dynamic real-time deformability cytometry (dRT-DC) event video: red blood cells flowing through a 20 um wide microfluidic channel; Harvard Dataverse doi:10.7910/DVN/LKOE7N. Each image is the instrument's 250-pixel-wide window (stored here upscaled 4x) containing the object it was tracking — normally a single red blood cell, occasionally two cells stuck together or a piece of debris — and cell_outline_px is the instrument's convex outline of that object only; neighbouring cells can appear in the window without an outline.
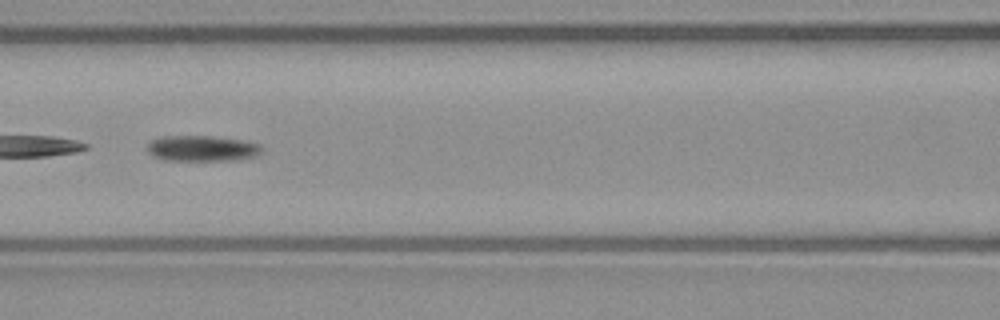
{"species": "common noctule bat (a hibernating species)", "species_latin": "Nyctalus noctula", "temperature_condition": "warm", "stored_images_in_passage": 48, "camera_frame_rate_fps": 3000, "um_per_image_px": 0.085, "animal": {"sex": "male", "body_mass_g": 23.1, "forearm_length_mm": 52.7}, "frame": {"image": 1, "passage_image": 18, "time_ms": 5.667, "image_size_px": [1000, 320], "cell_outline_px": [[264, 148], [256, 156], [236, 160], [164, 160], [152, 156], [144, 148], [152, 140], [160, 136], [212, 136], [244, 140], [260, 144]], "centroid_in_image_um": [17.16, 12.61], "position_along_channel_um": 149.4, "area_um2": 17.4}}
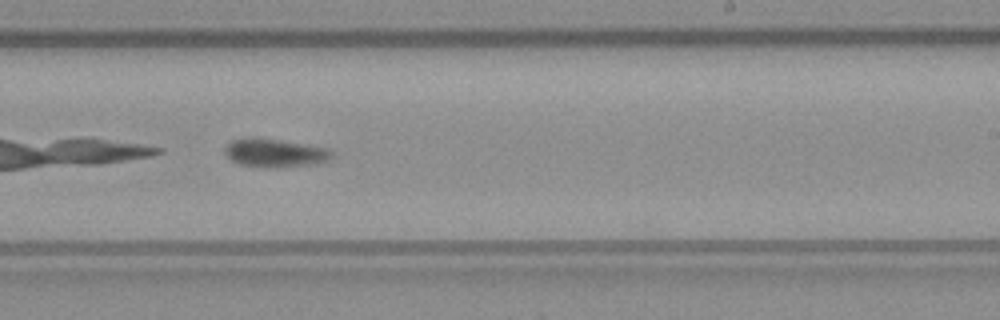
{"frame": {"image": 2, "passage_image": 27, "time_ms": 8.667, "image_size_px": [1000, 320], "cell_outline_px": [[332, 156], [328, 160], [316, 164], [264, 168], [240, 164], [232, 160], [224, 152], [224, 148], [232, 140], [248, 136], [304, 144], [328, 148], [332, 152]], "centroid_in_image_um": [23.33, 13.0], "position_along_channel_um": 265.7, "area_um2": 17.57}}
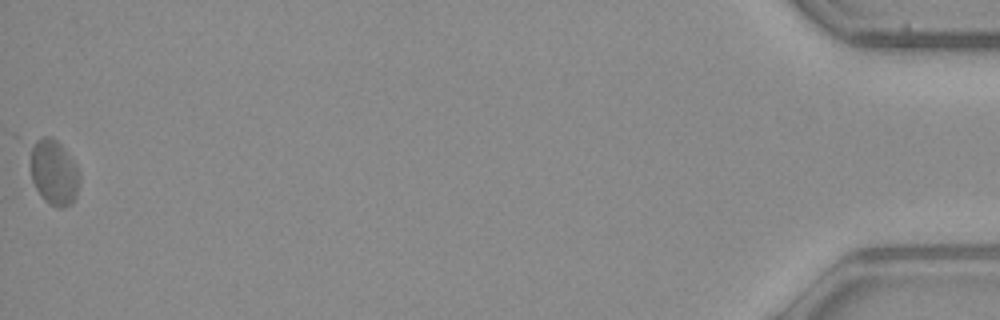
{"frame": {"image": 3, "passage_image": 48, "time_ms": 15.667, "image_size_px": [1000, 320], "cell_outline_px": [[80, 180], [76, 196], [72, 204], [64, 208], [60, 208], [44, 200], [40, 196], [32, 180], [32, 140], [40, 136], [52, 136], [60, 144], [76, 164], [80, 172]], "centroid_in_image_um": [4.61, 14.64], "position_along_channel_um": 430.6, "area_um2": 18.79}, "authors_computed_cell_mechanics": {"area_um2": 17.7157, "velocity_mm_per_s": 3.8965, "shape_relaxation_time_tau1_ms": 6.8977, "shape_relaxation_time_tau2_ms": 6.7085, "deformation_change_tau1": 0.1461, "deformation_change_tau2": 0.1252}}